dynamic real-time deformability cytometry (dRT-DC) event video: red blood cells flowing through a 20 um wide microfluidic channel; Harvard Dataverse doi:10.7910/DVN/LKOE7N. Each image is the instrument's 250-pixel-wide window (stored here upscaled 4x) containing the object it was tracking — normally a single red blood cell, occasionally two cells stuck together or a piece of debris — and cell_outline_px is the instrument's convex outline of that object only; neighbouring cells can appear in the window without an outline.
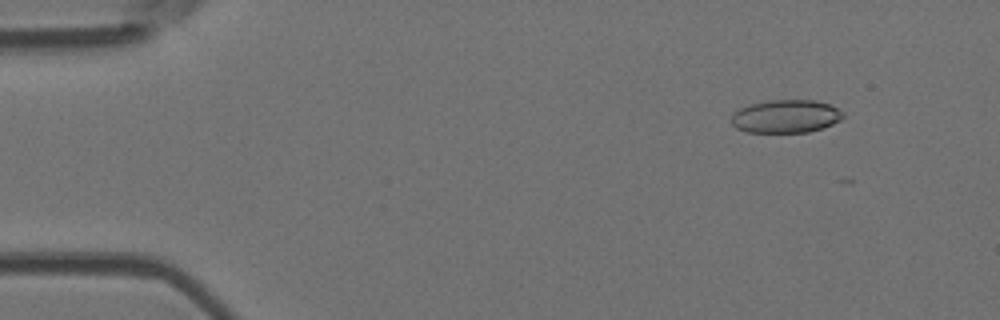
{"species": "Egyptian fruit bat (a non-hibernating species)", "species_latin": "Rousettus aegyptiacus", "temperature_condition": "room temperature", "stored_images_in_passage": 5, "camera_frame_rate_fps": 3000, "um_per_image_px": 0.085, "animal": {"sex": "female"}, "frame": {"image": 1, "passage_image": 2, "time_ms": 1.333, "image_size_px": [1000, 320], "cell_outline_px": [[844, 116], [840, 120], [832, 124], [808, 132], [748, 132], [736, 128], [732, 124], [732, 116], [740, 108], [752, 104], [768, 100], [816, 100], [828, 104], [844, 112]], "centroid_in_image_um": [66.81, 9.88], "position_along_channel_um": 18.2, "area_um2": 21.33}}
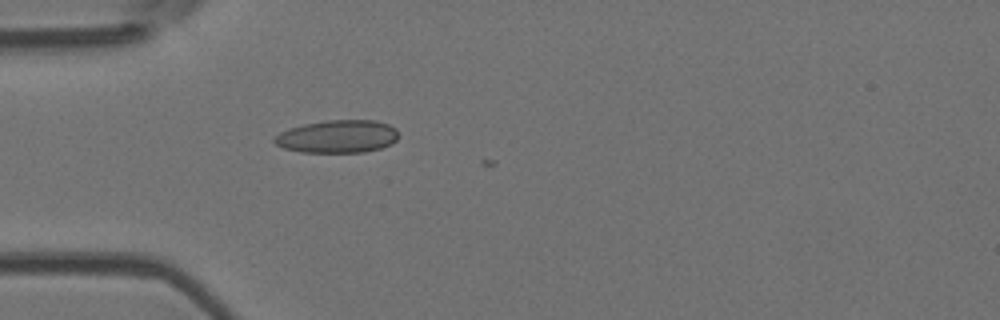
{"frame": {"image": 2, "passage_image": 5, "time_ms": 4.667, "image_size_px": [1000, 320], "cell_outline_px": [[400, 136], [392, 144], [380, 148], [364, 152], [300, 152], [284, 148], [276, 144], [272, 140], [280, 132], [288, 128], [304, 124], [328, 120], [376, 120], [388, 124], [396, 128]], "centroid_in_image_um": [28.72, 11.6], "position_along_channel_um": 56.3, "area_um2": 23.87}}